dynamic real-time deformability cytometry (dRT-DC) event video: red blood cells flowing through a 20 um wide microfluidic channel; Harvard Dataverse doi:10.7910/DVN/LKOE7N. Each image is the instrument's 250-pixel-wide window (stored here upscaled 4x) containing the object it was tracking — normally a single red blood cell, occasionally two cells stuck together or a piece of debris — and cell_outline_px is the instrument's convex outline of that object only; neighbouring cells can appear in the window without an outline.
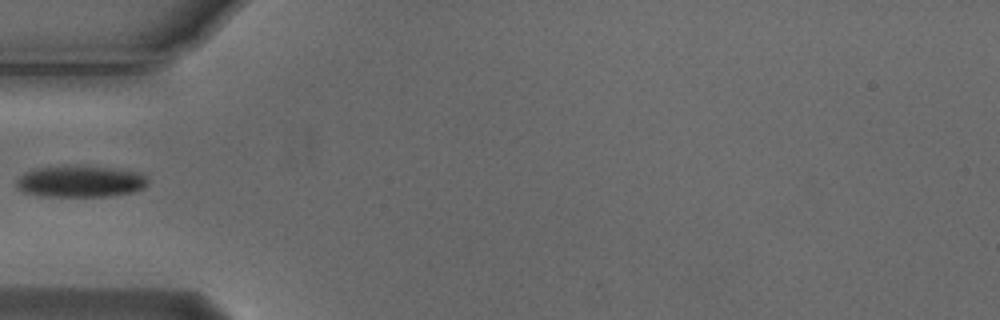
{"species": "Egyptian fruit bat (a non-hibernating species)", "species_latin": "Rousettus aegyptiacus", "temperature_condition": "cold", "stored_images_in_passage": 5, "camera_frame_rate_fps": 3000, "um_per_image_px": 0.085, "animal": {"sex": "male"}, "frame": {"image": 1, "passage_image": 4, "time_ms": 1.0, "image_size_px": [1000, 320], "cell_outline_px": [[148, 184], [144, 188], [132, 192], [108, 196], [48, 196], [24, 192], [16, 188], [16, 180], [24, 172], [32, 168], [80, 164], [116, 168], [144, 172], [148, 176]], "centroid_in_image_um": [6.87, 15.38], "position_along_channel_um": 78.1, "area_um2": 24.91}}
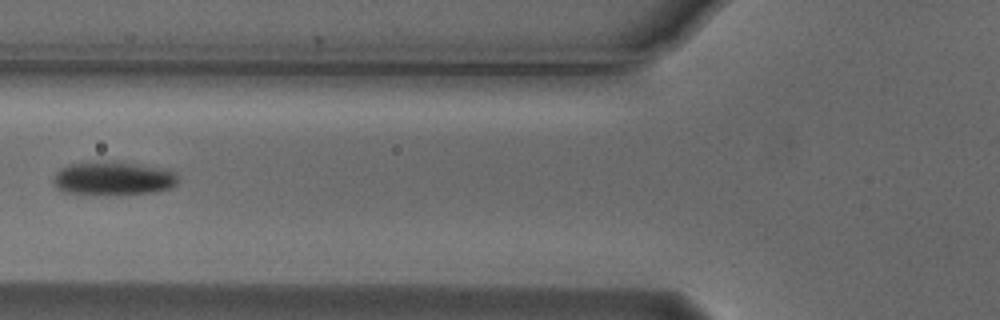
{"frame": {"image": 2, "passage_image": 5, "time_ms": 1.333, "image_size_px": [1000, 320], "cell_outline_px": [[176, 184], [168, 188], [152, 192], [64, 192], [56, 188], [52, 180], [52, 176], [60, 168], [68, 164], [96, 160], [116, 160], [164, 168], [176, 172]], "centroid_in_image_um": [9.57, 15.08], "position_along_channel_um": 116.2, "area_um2": 24.04}}